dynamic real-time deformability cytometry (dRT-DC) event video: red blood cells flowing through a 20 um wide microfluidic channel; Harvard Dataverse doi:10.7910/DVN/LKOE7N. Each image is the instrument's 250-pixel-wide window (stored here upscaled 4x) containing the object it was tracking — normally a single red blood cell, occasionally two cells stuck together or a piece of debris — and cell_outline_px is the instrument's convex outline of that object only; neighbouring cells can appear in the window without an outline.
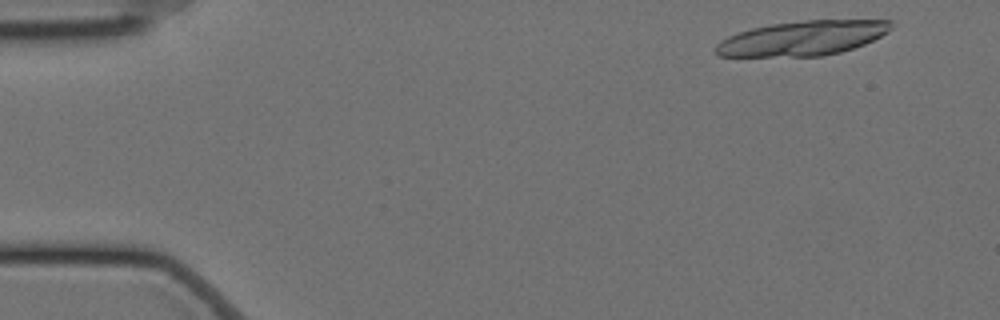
{"species": "Egyptian fruit bat (a non-hibernating species)", "species_latin": "Rousettus aegyptiacus", "temperature_condition": "cold", "stored_images_in_passage": 9, "camera_frame_rate_fps": 3000, "um_per_image_px": 0.085, "animal": {"sex": "female"}, "frame": {"image": 1, "passage_image": 1, "time_ms": 0.0, "image_size_px": [1000, 320], "cell_outline_px": [[892, 28], [888, 32], [864, 44], [840, 52], [820, 56], [720, 56], [716, 52], [716, 44], [720, 40], [728, 36], [752, 28], [772, 24], [804, 20], [892, 20]], "centroid_in_image_um": [68.23, 3.24], "position_along_channel_um": 16.8, "area_um2": 35.08}}
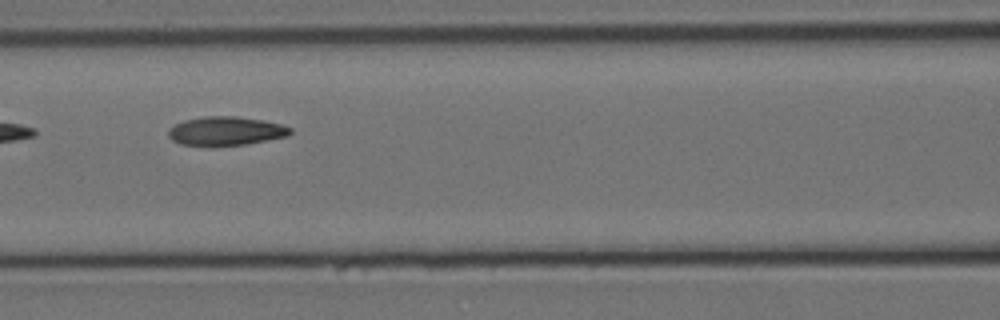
{"frame": {"image": 2, "passage_image": 7, "time_ms": 2.0, "image_size_px": [1000, 320], "cell_outline_px": [[292, 132], [288, 136], [244, 144], [180, 144], [172, 140], [168, 136], [168, 128], [184, 120], [204, 116], [236, 116], [264, 120], [280, 124], [292, 128]], "centroid_in_image_um": [19.2, 11.1], "position_along_channel_um": 147.4, "area_um2": 20.06}}
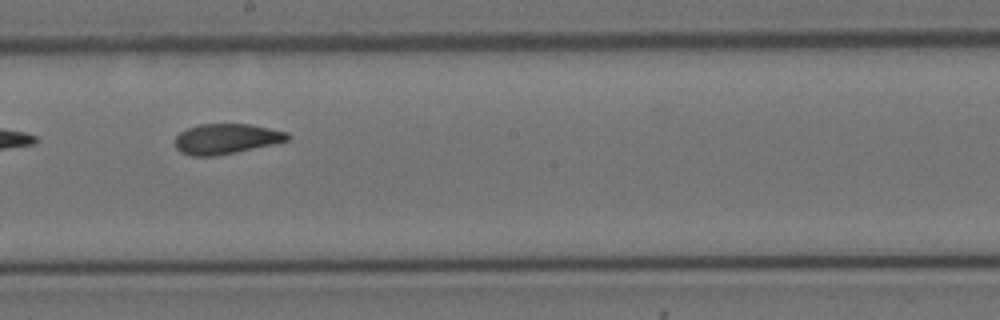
{"frame": {"image": 3, "passage_image": 9, "time_ms": 2.667, "image_size_px": [1000, 320], "cell_outline_px": [[288, 140], [272, 144], [236, 152], [216, 156], [192, 156], [180, 152], [176, 148], [176, 136], [180, 132], [188, 128], [200, 124], [252, 124], [288, 132]], "centroid_in_image_um": [19.21, 11.8], "position_along_channel_um": 229.0, "area_um2": 19.71}}